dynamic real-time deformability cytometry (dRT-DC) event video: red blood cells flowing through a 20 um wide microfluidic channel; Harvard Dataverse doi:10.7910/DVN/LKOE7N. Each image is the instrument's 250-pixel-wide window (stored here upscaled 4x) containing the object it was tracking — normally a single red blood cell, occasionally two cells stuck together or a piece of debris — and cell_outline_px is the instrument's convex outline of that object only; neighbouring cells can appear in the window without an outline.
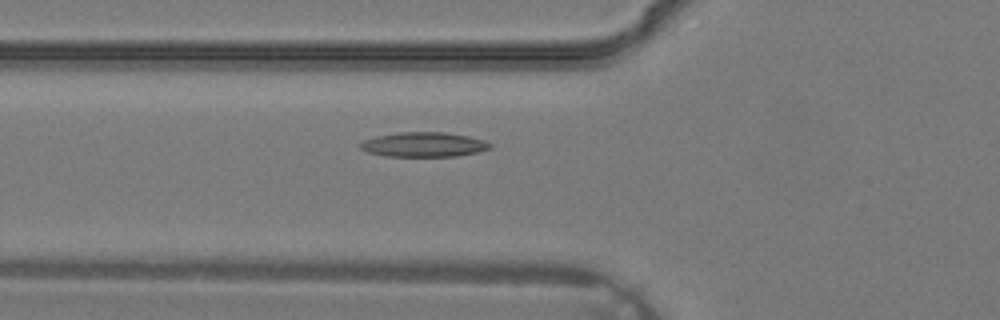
{"species": "common noctule bat (a hibernating species)", "species_latin": "Nyctalus noctula", "temperature_condition": "warm", "stored_images_in_passage": 27, "camera_frame_rate_fps": 3000, "um_per_image_px": 0.085, "animal": {"sex": "male", "body_mass_g": 19.2, "forearm_length_mm": 51.8}, "frame": {"image": 1, "passage_image": 6, "time_ms": 1.667, "image_size_px": [1000, 320], "cell_outline_px": [[492, 148], [476, 152], [456, 156], [384, 156], [368, 152], [360, 148], [356, 144], [364, 140], [376, 136], [400, 132], [444, 132], [468, 136], [484, 140], [492, 144]], "centroid_in_image_um": [35.99, 12.28], "position_along_channel_um": 89.8, "area_um2": 18.67}}
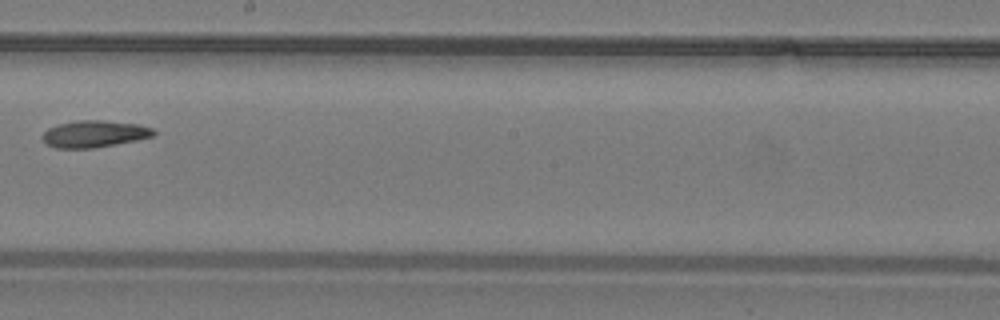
{"frame": {"image": 2, "passage_image": 14, "time_ms": 4.333, "image_size_px": [1000, 320], "cell_outline_px": [[156, 132], [152, 136], [136, 140], [92, 148], [56, 148], [48, 144], [44, 140], [44, 132], [48, 128], [56, 124], [76, 120], [104, 120], [136, 124], [152, 128]], "centroid_in_image_um": [8.0, 11.37], "position_along_channel_um": 240.2, "area_um2": 17.17}}
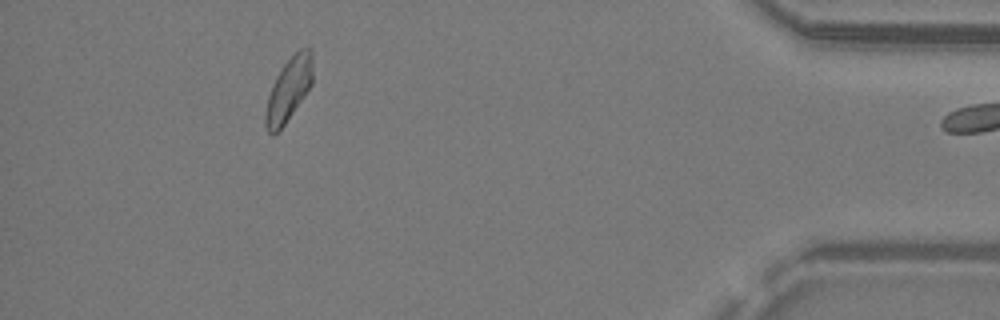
{"frame": {"image": 3, "passage_image": 26, "time_ms": 8.333, "image_size_px": [1000, 320], "cell_outline_px": [[312, 84], [304, 96], [284, 124], [272, 136], [268, 132], [264, 124], [264, 116], [268, 96], [272, 84], [276, 76], [284, 64], [300, 48], [308, 44], [312, 48]], "centroid_in_image_um": [24.54, 7.57], "position_along_channel_um": 410.7, "area_um2": 17.46}}